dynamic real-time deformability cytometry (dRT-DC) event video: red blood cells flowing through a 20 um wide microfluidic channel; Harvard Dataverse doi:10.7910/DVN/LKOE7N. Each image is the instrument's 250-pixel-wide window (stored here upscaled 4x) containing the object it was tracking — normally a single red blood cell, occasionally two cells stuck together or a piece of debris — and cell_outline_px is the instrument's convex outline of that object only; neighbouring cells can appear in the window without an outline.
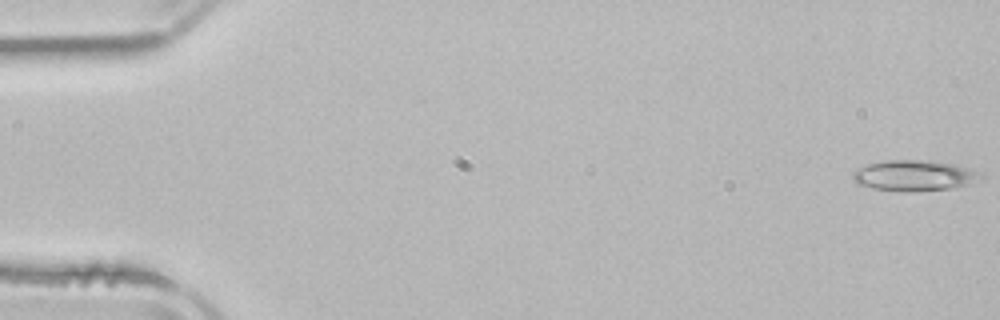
{"species": "common noctule bat (a hibernating species)", "species_latin": "Nyctalus noctula", "temperature_condition": "room temperature", "stored_images_in_passage": 5, "camera_frame_rate_fps": 3000, "um_per_image_px": 0.085, "animal": {"sex": "male", "body_mass_g": 21.5, "forearm_length_mm": 52.0}, "frame": {"image": 1, "passage_image": 1, "time_ms": 0.0, "image_size_px": [1000, 320], "cell_outline_px": [[984, 176], [968, 184], [952, 188], [916, 192], [904, 192], [872, 188], [856, 184], [852, 176], [852, 172], [868, 164], [884, 160], [928, 160], [952, 164], [980, 172]], "centroid_in_image_um": [77.67, 14.93], "position_along_channel_um": 7.3, "area_um2": 22.89}}